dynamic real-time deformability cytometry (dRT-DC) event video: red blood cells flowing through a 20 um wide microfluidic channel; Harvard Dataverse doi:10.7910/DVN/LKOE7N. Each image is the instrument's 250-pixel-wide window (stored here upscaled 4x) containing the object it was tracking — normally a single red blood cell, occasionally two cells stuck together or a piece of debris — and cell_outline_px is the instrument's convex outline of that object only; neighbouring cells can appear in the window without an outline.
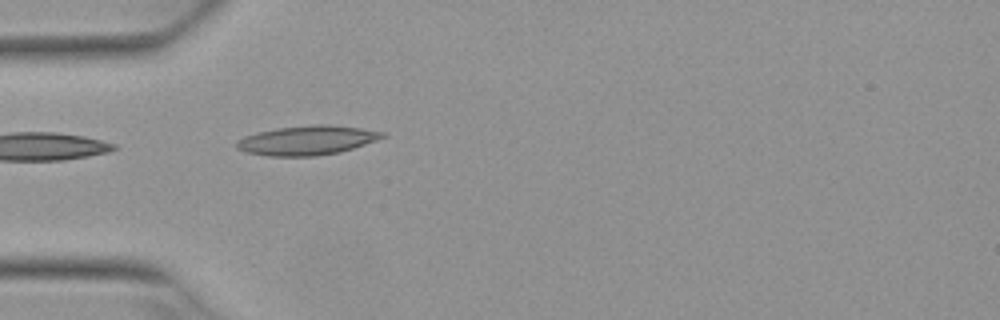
{"species": "Egyptian fruit bat (a non-hibernating species)", "species_latin": "Rousettus aegyptiacus", "temperature_condition": "warm", "stored_images_in_passage": 2, "camera_frame_rate_fps": 3000, "um_per_image_px": 0.085, "animal": {"sex": "female"}, "frame": {"image": 1, "passage_image": 2, "time_ms": 0.333, "image_size_px": [1000, 320], "cell_outline_px": [[388, 136], [340, 152], [316, 156], [268, 156], [244, 152], [236, 148], [236, 140], [244, 136], [256, 132], [276, 128], [316, 124], [328, 124], [360, 128], [384, 132]], "centroid_in_image_um": [26.06, 11.92], "position_along_channel_um": 58.9, "area_um2": 25.03}}